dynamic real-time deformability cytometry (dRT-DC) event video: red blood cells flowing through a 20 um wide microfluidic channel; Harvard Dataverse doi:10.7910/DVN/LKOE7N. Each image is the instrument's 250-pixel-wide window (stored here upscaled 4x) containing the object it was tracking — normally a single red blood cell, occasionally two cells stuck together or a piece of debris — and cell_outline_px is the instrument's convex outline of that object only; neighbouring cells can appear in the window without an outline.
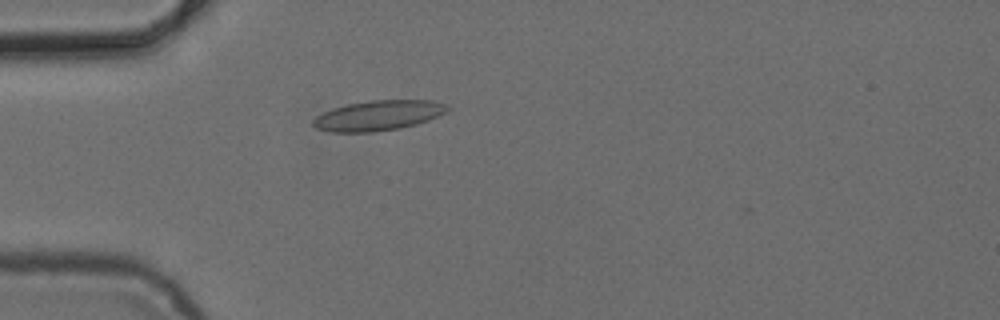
{"species": "common noctule bat (a hibernating species)", "species_latin": "Nyctalus noctula", "temperature_condition": "cold", "stored_images_in_passage": 5, "camera_frame_rate_fps": 3000, "um_per_image_px": 0.085, "animal": {"sex": "female", "body_mass_g": 24.6, "forearm_length_mm": 56.2}, "frame": {"image": 1, "passage_image": 5, "time_ms": 4.667, "image_size_px": [1000, 320], "cell_outline_px": [[448, 112], [428, 120], [416, 124], [400, 128], [372, 132], [328, 132], [316, 128], [312, 124], [312, 120], [316, 116], [332, 108], [348, 104], [368, 100], [432, 100], [444, 104], [448, 108]], "centroid_in_image_um": [32.13, 9.82], "position_along_channel_um": 52.9, "area_um2": 23.58}}